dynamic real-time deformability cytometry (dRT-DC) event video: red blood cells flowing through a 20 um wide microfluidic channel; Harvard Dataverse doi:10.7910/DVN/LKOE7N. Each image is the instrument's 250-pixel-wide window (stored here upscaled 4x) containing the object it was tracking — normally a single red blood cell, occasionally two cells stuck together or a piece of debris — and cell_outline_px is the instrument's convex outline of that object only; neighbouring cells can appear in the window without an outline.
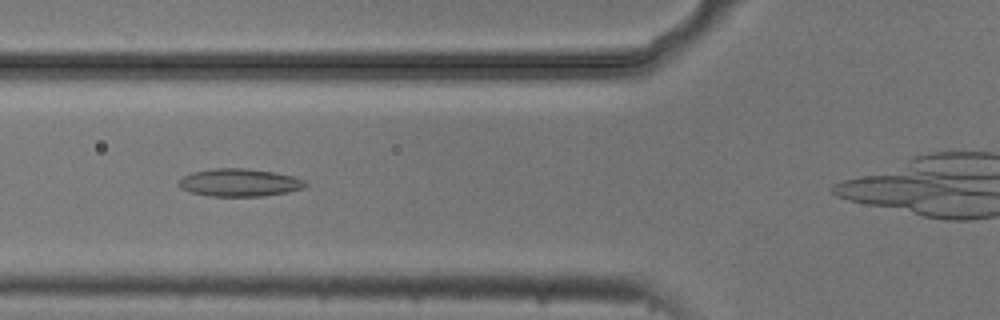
{"species": "common noctule bat (a hibernating species)", "species_latin": "Nyctalus noctula", "temperature_condition": "cold", "stored_images_in_passage": 26, "camera_frame_rate_fps": 3000, "um_per_image_px": 0.085, "animal": {"sex": "male", "body_mass_g": 20.5, "forearm_length_mm": 52.5}, "frame": {"image": 1, "passage_image": 11, "time_ms": 3.333, "image_size_px": [1000, 320], "cell_outline_px": [[308, 184], [304, 188], [288, 192], [264, 196], [208, 196], [188, 192], [180, 188], [176, 184], [184, 176], [192, 172], [212, 168], [248, 168], [272, 172], [292, 176], [304, 180]], "centroid_in_image_um": [20.32, 15.52], "position_along_channel_um": 105.5, "area_um2": 20.63}}
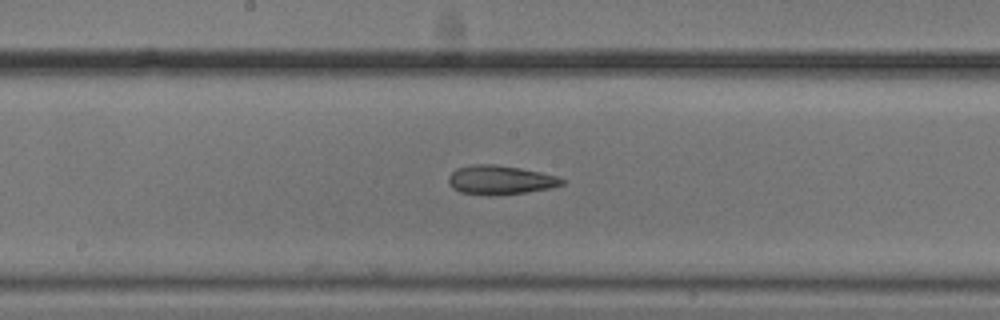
{"frame": {"image": 2, "passage_image": 19, "time_ms": 6.0, "image_size_px": [1000, 320], "cell_outline_px": [[568, 180], [564, 184], [552, 188], [524, 192], [488, 196], [460, 192], [452, 188], [448, 184], [448, 176], [456, 168], [472, 164], [496, 164], [520, 168], [540, 172], [556, 176]], "centroid_in_image_um": [42.51, 15.29], "position_along_channel_um": 205.7, "area_um2": 19.42}}
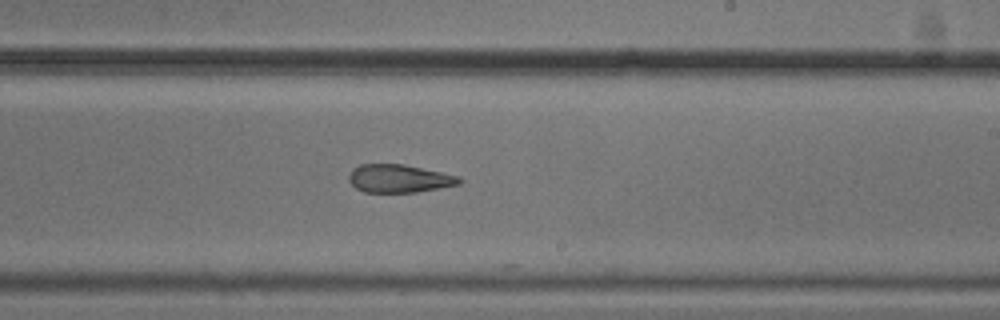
{"frame": {"image": 3, "passage_image": 23, "time_ms": 7.333, "image_size_px": [1000, 320], "cell_outline_px": [[464, 180], [460, 184], [416, 192], [364, 192], [356, 188], [348, 180], [348, 176], [352, 168], [360, 164], [404, 164], [460, 176]], "centroid_in_image_um": [33.92, 15.17], "position_along_channel_um": 255.1, "area_um2": 18.15}}